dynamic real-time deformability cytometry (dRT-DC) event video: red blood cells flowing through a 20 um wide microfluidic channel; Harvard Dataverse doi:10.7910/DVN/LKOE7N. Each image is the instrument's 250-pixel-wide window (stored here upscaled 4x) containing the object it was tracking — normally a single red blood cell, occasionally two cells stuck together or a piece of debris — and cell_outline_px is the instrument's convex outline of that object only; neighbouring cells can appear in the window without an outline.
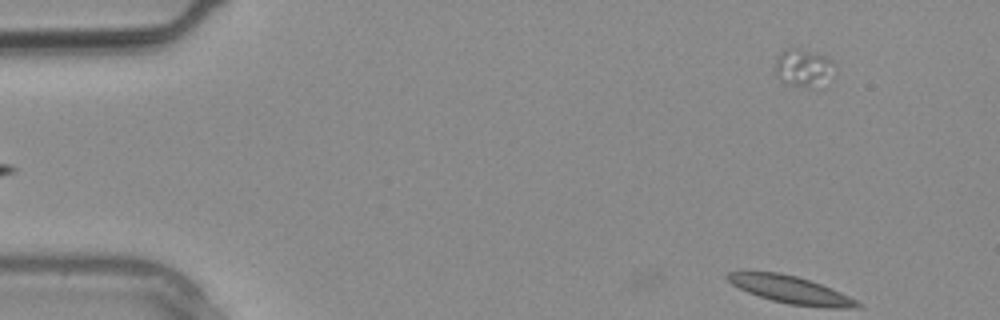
{"species": "common noctule bat (a hibernating species)", "species_latin": "Nyctalus noctula", "temperature_condition": "warm", "stored_images_in_passage": 3, "camera_frame_rate_fps": 3000, "um_per_image_px": 0.085, "animal": {"sex": "male", "body_mass_g": 20.4}, "frame": {"image": 1, "passage_image": 3, "time_ms": 0.667, "image_size_px": [1000, 320], "cell_outline_px": [[836, 76], [808, 88], [792, 84], [776, 76], [772, 72], [776, 56], [784, 48], [796, 48], [820, 52], [828, 56], [836, 64]], "centroid_in_image_um": [68.32, 5.7], "position_along_channel_um": 16.7, "area_um2": 13.64}}